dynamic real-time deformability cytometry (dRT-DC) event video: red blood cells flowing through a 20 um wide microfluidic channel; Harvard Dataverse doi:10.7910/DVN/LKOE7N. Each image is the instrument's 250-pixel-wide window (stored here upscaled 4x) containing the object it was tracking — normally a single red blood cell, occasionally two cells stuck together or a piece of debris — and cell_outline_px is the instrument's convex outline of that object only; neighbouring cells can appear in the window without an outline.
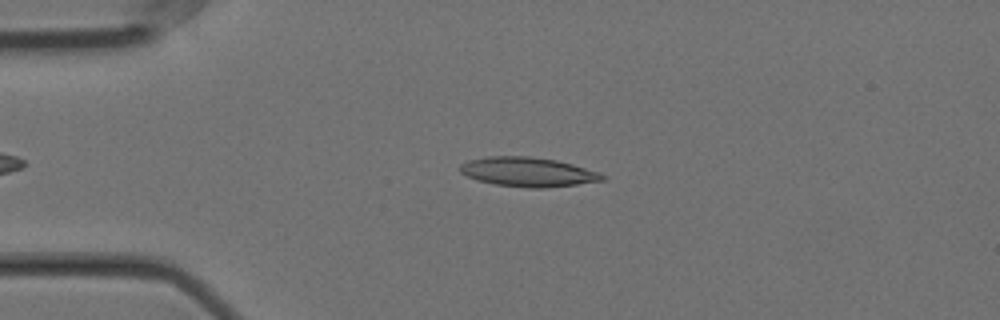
{"species": "Egyptian fruit bat (a non-hibernating species)", "species_latin": "Rousettus aegyptiacus", "temperature_condition": "cold", "stored_images_in_passage": 55, "camera_frame_rate_fps": 3000, "um_per_image_px": 0.085, "animal": {"sex": "female"}, "frame": {"image": 1, "passage_image": 12, "time_ms": 3.667, "image_size_px": [1000, 320], "cell_outline_px": [[604, 180], [576, 184], [544, 188], [528, 188], [496, 184], [476, 180], [460, 172], [460, 164], [468, 160], [488, 156], [528, 156], [556, 160], [572, 164], [600, 172], [604, 176]], "centroid_in_image_um": [44.85, 14.61], "position_along_channel_um": 40.1, "area_um2": 24.22}}
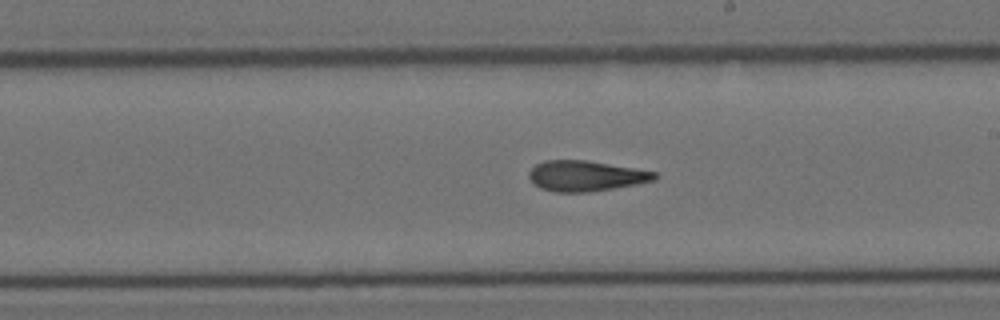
{"frame": {"image": 2, "passage_image": 31, "time_ms": 10.0, "image_size_px": [1000, 320], "cell_outline_px": [[660, 176], [656, 180], [636, 184], [588, 192], [556, 192], [540, 188], [532, 184], [528, 176], [528, 172], [536, 164], [544, 160], [584, 160], [656, 172]], "centroid_in_image_um": [49.75, 14.96], "position_along_channel_um": 239.2, "area_um2": 22.25}}
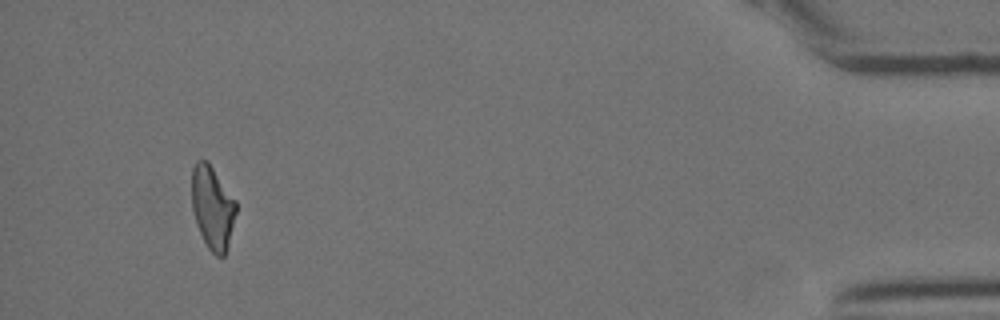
{"frame": {"image": 3, "passage_image": 52, "time_ms": 17.0, "image_size_px": [1000, 320], "cell_outline_px": [[236, 212], [228, 244], [224, 256], [216, 256], [208, 248], [196, 224], [192, 208], [192, 168], [196, 160], [208, 160], [236, 200]], "centroid_in_image_um": [18.05, 17.6], "position_along_channel_um": 417.1, "area_um2": 21.44}, "authors_computed_cell_mechanics": {"area_um2": 22.6576, "velocity_mm_per_s": 3.5649, "shape_relaxation_time_tau1_ms": null, "shape_relaxation_time_tau2_ms": 3.4858, "deformation_change_tau1": null, "deformation_change_tau2": 0.1316}}